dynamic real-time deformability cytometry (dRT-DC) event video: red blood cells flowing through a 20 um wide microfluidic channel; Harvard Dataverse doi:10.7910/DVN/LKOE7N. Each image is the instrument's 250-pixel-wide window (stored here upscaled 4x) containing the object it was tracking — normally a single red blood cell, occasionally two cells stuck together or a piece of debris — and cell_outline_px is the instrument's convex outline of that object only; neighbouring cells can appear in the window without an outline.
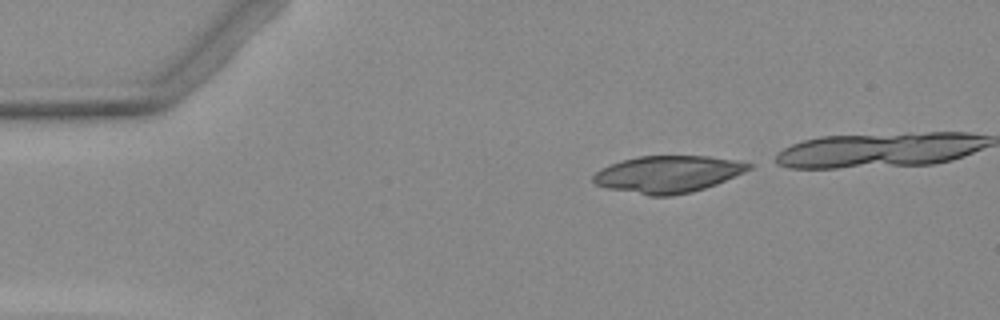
{"species": "Egyptian fruit bat (a non-hibernating species)", "species_latin": "Rousettus aegyptiacus", "temperature_condition": "warm", "stored_images_in_passage": 5, "camera_frame_rate_fps": 3000, "um_per_image_px": 0.085, "animal": {"sex": "female"}, "frame": {"image": 1, "passage_image": 1, "time_ms": 0.0, "image_size_px": [1000, 320], "cell_outline_px": [[756, 164], [752, 168], [744, 172], [716, 184], [692, 192], [672, 196], [648, 196], [608, 188], [596, 184], [592, 180], [592, 176], [600, 168], [624, 160], [640, 156], [708, 156], [736, 160]], "centroid_in_image_um": [56.79, 14.81], "position_along_channel_um": 28.2, "area_um2": 33.47}}
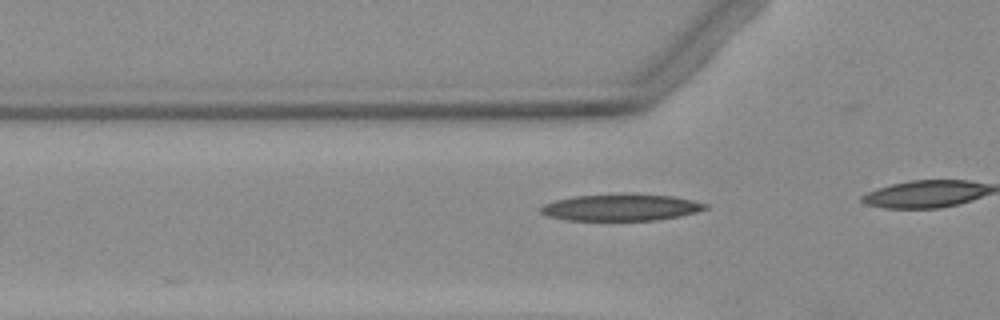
{"frame": {"image": 2, "passage_image": 4, "time_ms": 4.667, "image_size_px": [1000, 320], "cell_outline_px": [[708, 208], [696, 212], [680, 216], [656, 220], [568, 220], [548, 216], [540, 212], [540, 208], [544, 204], [556, 200], [576, 196], [624, 192], [632, 192], [672, 196], [692, 200], [708, 204]], "centroid_in_image_um": [52.81, 17.6], "position_along_channel_um": 73.0, "area_um2": 26.01}}